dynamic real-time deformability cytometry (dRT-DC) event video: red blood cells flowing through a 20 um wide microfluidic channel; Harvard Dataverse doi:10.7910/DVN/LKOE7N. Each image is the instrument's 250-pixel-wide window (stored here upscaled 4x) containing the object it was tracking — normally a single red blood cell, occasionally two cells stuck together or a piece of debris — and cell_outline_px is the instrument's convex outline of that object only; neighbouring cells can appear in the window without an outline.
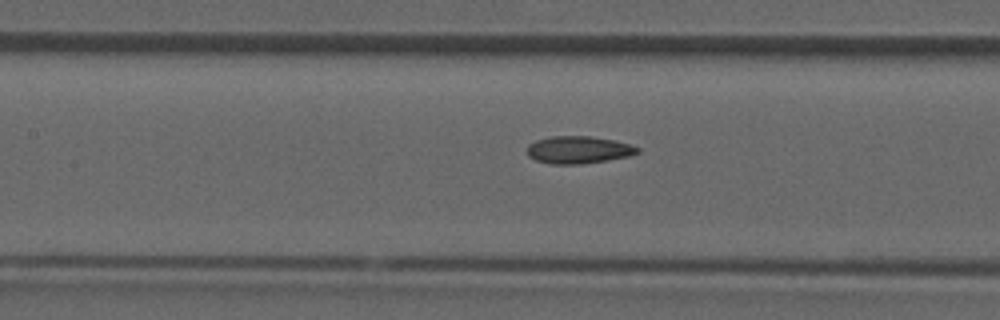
{"species": "common noctule bat (a hibernating species)", "species_latin": "Nyctalus noctula", "temperature_condition": "room temperature", "stored_images_in_passage": 31, "camera_frame_rate_fps": 3000, "um_per_image_px": 0.085, "animal": {"sex": "male", "forearm_length_mm": 52.5}, "frame": {"image": 1, "passage_image": 14, "time_ms": 4.333, "image_size_px": [1000, 320], "cell_outline_px": [[640, 152], [628, 156], [580, 164], [552, 164], [536, 160], [528, 156], [528, 144], [536, 140], [552, 136], [588, 136], [612, 140], [632, 144], [640, 148]], "centroid_in_image_um": [49.17, 12.73], "position_along_channel_um": 158.2, "area_um2": 17.46}}